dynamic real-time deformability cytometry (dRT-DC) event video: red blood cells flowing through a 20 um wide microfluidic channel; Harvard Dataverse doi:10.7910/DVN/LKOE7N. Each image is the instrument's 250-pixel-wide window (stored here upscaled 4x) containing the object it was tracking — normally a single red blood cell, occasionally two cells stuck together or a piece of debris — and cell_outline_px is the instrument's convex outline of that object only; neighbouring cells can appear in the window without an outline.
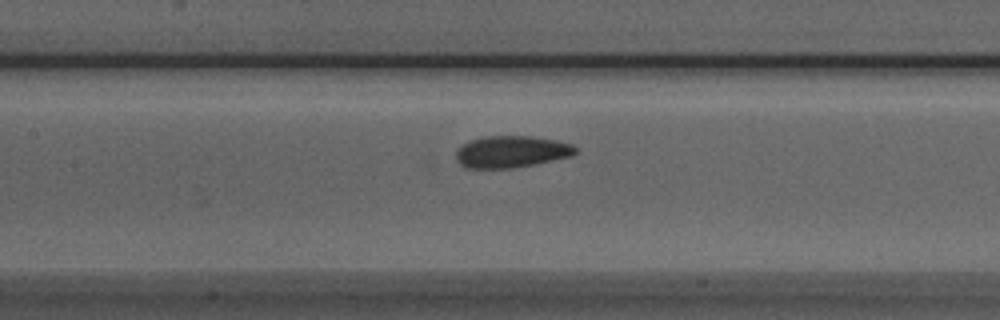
{"species": "Egyptian fruit bat (a non-hibernating species)", "species_latin": "Rousettus aegyptiacus", "temperature_condition": "room temperature", "stored_images_in_passage": 29, "camera_frame_rate_fps": 3000, "um_per_image_px": 0.085, "animal": {"sex": "male"}, "frame": {"image": 1, "passage_image": 12, "time_ms": 3.667, "image_size_px": [1000, 320], "cell_outline_px": [[576, 152], [572, 156], [512, 168], [464, 168], [456, 160], [456, 152], [468, 140], [484, 136], [532, 136], [556, 140], [572, 144], [576, 148]], "centroid_in_image_um": [43.44, 12.89], "position_along_channel_um": 164.0, "area_um2": 22.08}}
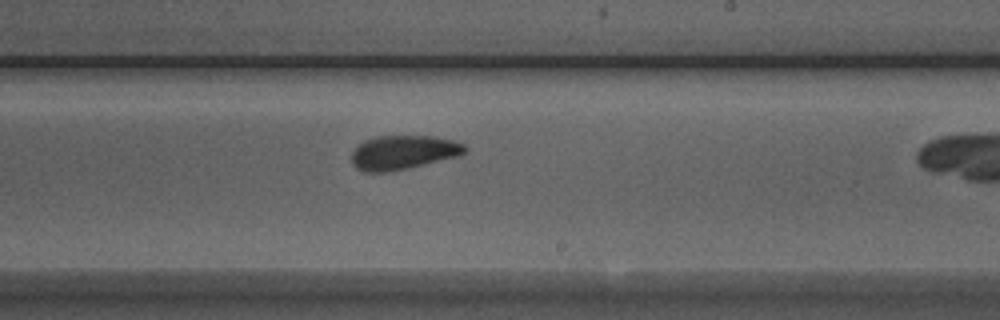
{"frame": {"image": 2, "passage_image": 19, "time_ms": 6.0, "image_size_px": [1000, 320], "cell_outline_px": [[468, 148], [460, 156], [388, 172], [364, 172], [356, 168], [352, 164], [352, 152], [364, 140], [376, 136], [432, 136], [452, 140], [464, 144]], "centroid_in_image_um": [34.27, 12.95], "position_along_channel_um": 254.7, "area_um2": 22.43}}
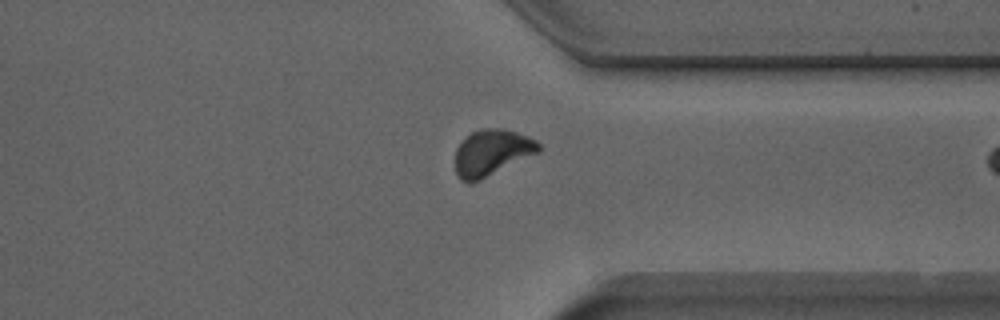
{"frame": {"image": 3, "passage_image": 28, "time_ms": 9.0, "image_size_px": [1000, 320], "cell_outline_px": [[540, 152], [480, 180], [468, 184], [460, 180], [456, 176], [456, 148], [472, 132], [480, 128], [504, 128], [528, 136], [536, 140], [540, 144]], "centroid_in_image_um": [41.81, 12.98], "position_along_channel_um": 369.6, "area_um2": 22.54}}